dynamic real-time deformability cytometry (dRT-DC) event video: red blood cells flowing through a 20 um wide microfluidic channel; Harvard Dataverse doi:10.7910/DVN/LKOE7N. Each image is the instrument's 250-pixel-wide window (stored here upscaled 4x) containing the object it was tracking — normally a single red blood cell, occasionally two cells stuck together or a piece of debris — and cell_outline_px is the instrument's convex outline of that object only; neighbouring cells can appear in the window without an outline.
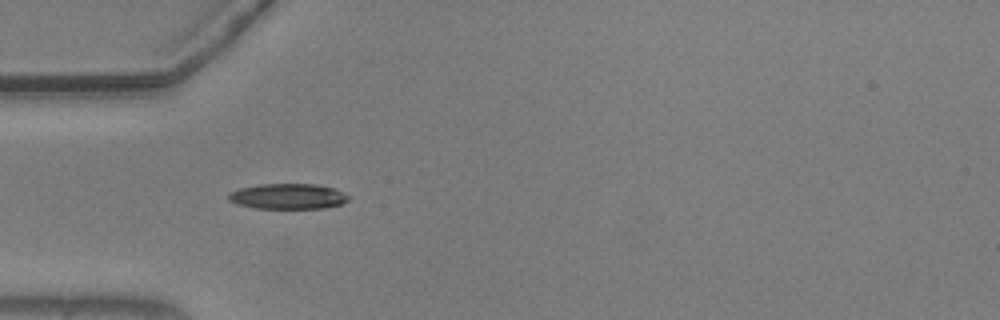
{"species": "common noctule bat (a hibernating species)", "species_latin": "Nyctalus noctula", "temperature_condition": "warm", "stored_images_in_passage": 32, "camera_frame_rate_fps": 3000, "um_per_image_px": 0.085, "animal": {"sex": "male", "body_mass_g": 20.5, "forearm_length_mm": 52.5}, "frame": {"image": 1, "passage_image": 1, "time_ms": 0.0, "image_size_px": [1000, 320], "cell_outline_px": [[348, 200], [344, 204], [324, 208], [256, 208], [236, 204], [228, 200], [228, 192], [240, 188], [260, 184], [316, 184], [332, 188], [344, 192], [348, 196]], "centroid_in_image_um": [24.46, 16.69], "position_along_channel_um": 60.5, "area_um2": 17.86}}
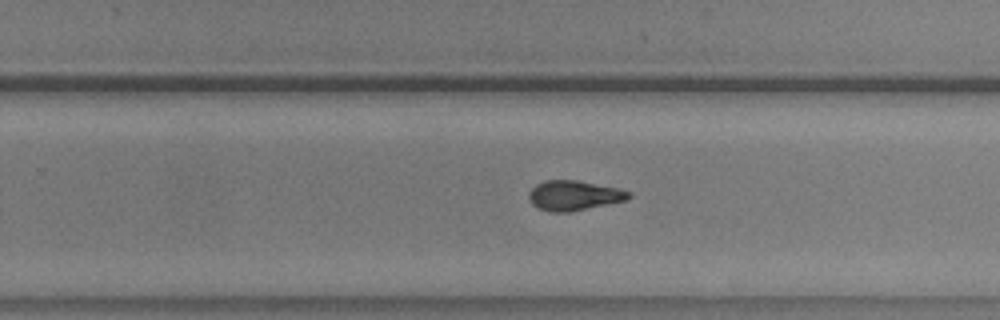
{"frame": {"image": 2, "passage_image": 19, "time_ms": 6.0, "image_size_px": [1000, 320], "cell_outline_px": [[632, 196], [624, 200], [568, 212], [548, 212], [536, 208], [532, 204], [528, 196], [528, 192], [536, 184], [544, 180], [576, 180], [616, 188], [632, 192]], "centroid_in_image_um": [48.72, 16.61], "position_along_channel_um": 281.1, "area_um2": 17.22}}
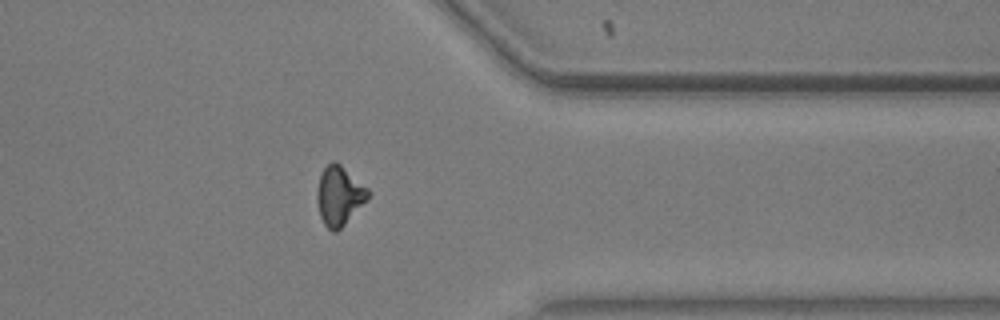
{"frame": {"image": 3, "passage_image": 28, "time_ms": 9.0, "image_size_px": [1000, 320], "cell_outline_px": [[372, 192], [344, 224], [336, 232], [332, 232], [324, 224], [320, 216], [316, 200], [316, 192], [320, 176], [324, 168], [332, 160], [336, 160], [368, 188]], "centroid_in_image_um": [28.81, 16.61], "position_along_channel_um": 382.6, "area_um2": 17.4}, "authors_computed_cell_mechanics": {"area_um2": 17.5423, "velocity_mm_per_s": 3.7006, "shape_relaxation_time_tau1_ms": 3.427, "shape_relaxation_time_tau2_ms": 3.0785, "deformation_change_tau1": 0.1367, "deformation_change_tau2": 0.1052}}